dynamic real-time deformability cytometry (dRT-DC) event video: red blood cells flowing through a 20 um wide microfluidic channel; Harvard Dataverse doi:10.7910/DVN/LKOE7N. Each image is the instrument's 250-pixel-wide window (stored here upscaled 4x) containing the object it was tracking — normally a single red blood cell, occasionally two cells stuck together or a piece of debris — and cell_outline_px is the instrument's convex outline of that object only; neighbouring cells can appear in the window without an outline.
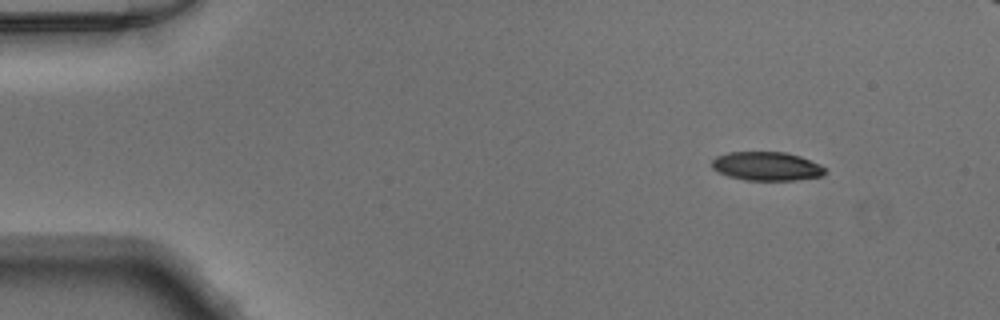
{"species": "Egyptian fruit bat (a non-hibernating species)", "species_latin": "Rousettus aegyptiacus", "temperature_condition": "warm", "stored_images_in_passage": 46, "segment_of_instrument_passage": [1, 2], "camera_frame_rate_fps": 3000, "um_per_image_px": 0.085, "animal": {"sex": "male"}, "frame": {"image": 1, "passage_image": 1, "time_ms": 0.0, "image_size_px": [1000, 320], "cell_outline_px": [[828, 172], [824, 176], [796, 180], [744, 180], [728, 176], [712, 168], [712, 160], [716, 156], [728, 152], [784, 152], [800, 156], [820, 164]], "centroid_in_image_um": [65.19, 14.13], "position_along_channel_um": 19.8, "area_um2": 19.07}}
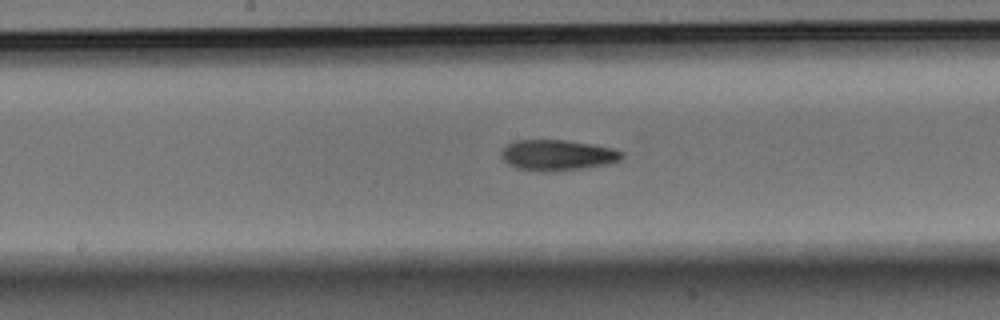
{"frame": {"image": 2, "passage_image": 21, "time_ms": 6.667, "image_size_px": [1000, 320], "cell_outline_px": [[624, 156], [620, 160], [612, 164], [584, 168], [548, 172], [540, 172], [516, 168], [508, 164], [500, 156], [500, 152], [508, 144], [516, 140], [564, 140], [592, 144], [616, 148], [624, 152]], "centroid_in_image_um": [47.42, 13.19], "position_along_channel_um": 200.8, "area_um2": 21.96}}
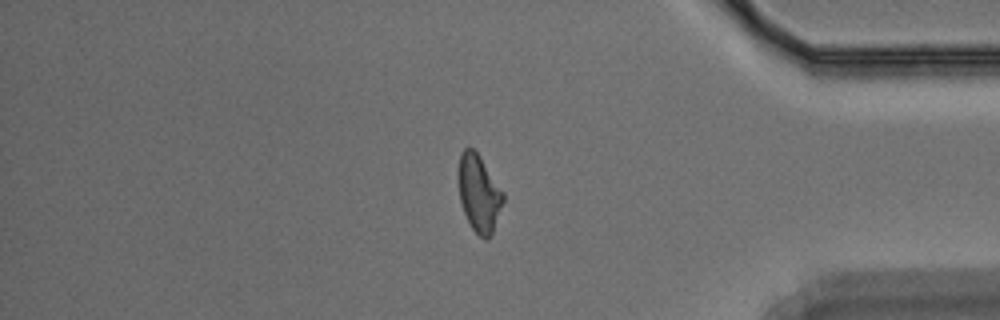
{"frame": {"image": 3, "passage_image": 37, "time_ms": 12.0, "image_size_px": [1000, 320], "cell_outline_px": [[504, 200], [492, 232], [488, 240], [484, 240], [472, 228], [464, 212], [460, 200], [456, 180], [460, 152], [464, 148], [472, 148], [480, 156], [504, 192]], "centroid_in_image_um": [40.68, 16.39], "position_along_channel_um": 394.5, "area_um2": 20.29}}